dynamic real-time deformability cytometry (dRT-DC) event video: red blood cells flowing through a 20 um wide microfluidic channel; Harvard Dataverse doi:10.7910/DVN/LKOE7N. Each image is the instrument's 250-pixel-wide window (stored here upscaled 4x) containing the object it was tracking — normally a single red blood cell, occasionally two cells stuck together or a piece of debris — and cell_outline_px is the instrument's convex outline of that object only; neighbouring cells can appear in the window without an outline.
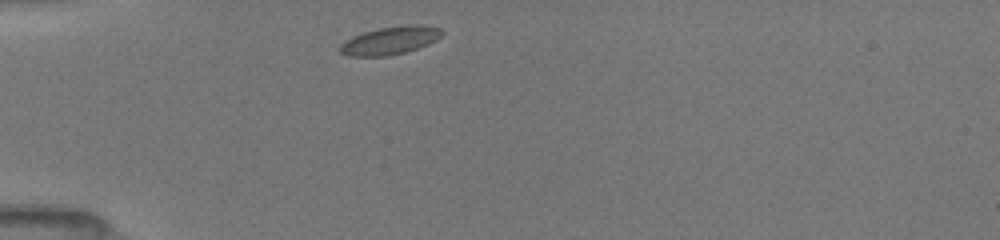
{"species": "common noctule bat (a hibernating species)", "species_latin": "Nyctalus noctula", "temperature_condition": "room temperature", "stored_images_in_passage": 37, "camera_frame_rate_fps": 3000, "um_per_image_px": 0.085, "animal": {"sex": "female", "body_mass_g": 19.5, "forearm_length_mm": 54.1}, "frame": {"image": 1, "passage_image": 1, "time_ms": 0.0, "image_size_px": [1000, 240], "cell_outline_px": [[444, 32], [436, 40], [428, 44], [404, 52], [388, 56], [348, 56], [340, 52], [340, 44], [344, 40], [352, 36], [376, 28], [404, 24], [416, 24], [440, 28]], "centroid_in_image_um": [33.13, 3.43], "position_along_channel_um": 51.9, "area_um2": 16.7}}
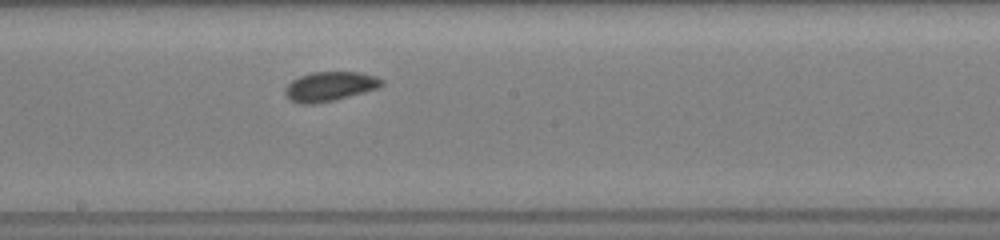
{"frame": {"image": 2, "passage_image": 15, "time_ms": 4.667, "image_size_px": [1000, 240], "cell_outline_px": [[384, 84], [376, 88], [364, 92], [332, 100], [312, 104], [300, 104], [292, 100], [284, 92], [284, 88], [292, 80], [300, 76], [312, 72], [360, 72], [376, 76], [384, 80]], "centroid_in_image_um": [28.04, 7.33], "position_along_channel_um": 220.2, "area_um2": 16.36}}
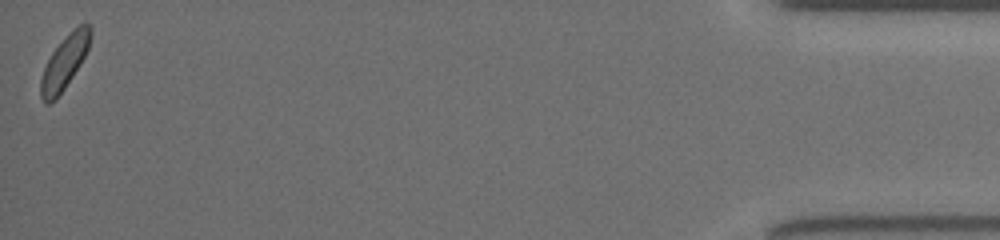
{"frame": {"image": 3, "passage_image": 37, "time_ms": 12.0, "image_size_px": [1000, 240], "cell_outline_px": [[92, 36], [88, 48], [80, 64], [56, 100], [48, 104], [44, 104], [40, 96], [40, 80], [44, 68], [52, 52], [84, 20], [92, 28]], "centroid_in_image_um": [5.48, 5.33], "position_along_channel_um": 429.7, "area_um2": 15.14}, "authors_computed_cell_mechanics": {"area_um2": 15.7216, "velocity_mm_per_s": 4.0037, "shape_relaxation_time_tau1_ms": 1.4789, "shape_relaxation_time_tau2_ms": 10.3384, "deformation_change_tau1": 0.0582, "deformation_change_tau2": 0.1224}}